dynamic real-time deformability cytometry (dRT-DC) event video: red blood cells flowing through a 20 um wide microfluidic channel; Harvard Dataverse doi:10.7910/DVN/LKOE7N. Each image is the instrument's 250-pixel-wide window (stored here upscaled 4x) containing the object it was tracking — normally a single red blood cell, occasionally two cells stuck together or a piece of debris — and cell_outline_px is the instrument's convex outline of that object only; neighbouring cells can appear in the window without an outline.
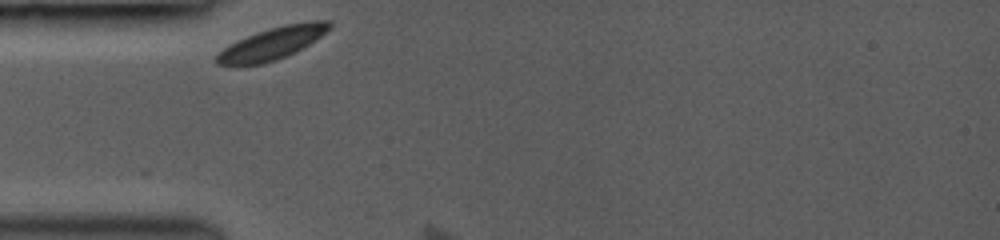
{"species": "common noctule bat (a hibernating species)", "species_latin": "Nyctalus noctula", "temperature_condition": "room temperature", "stored_images_in_passage": 2, "camera_frame_rate_fps": 3000, "um_per_image_px": 0.085, "animal": {"sex": "female", "body_mass_g": 19.0, "forearm_length_mm": 53.3}, "frame": {"image": 1, "passage_image": 1, "time_ms": 0.0, "image_size_px": [1000, 240], "cell_outline_px": [[332, 28], [296, 52], [276, 60], [260, 64], [216, 64], [216, 56], [224, 48], [236, 40], [256, 32], [284, 24], [308, 20], [328, 20], [332, 24]], "centroid_in_image_um": [23.19, 3.65], "position_along_channel_um": 61.8, "area_um2": 20.98}}